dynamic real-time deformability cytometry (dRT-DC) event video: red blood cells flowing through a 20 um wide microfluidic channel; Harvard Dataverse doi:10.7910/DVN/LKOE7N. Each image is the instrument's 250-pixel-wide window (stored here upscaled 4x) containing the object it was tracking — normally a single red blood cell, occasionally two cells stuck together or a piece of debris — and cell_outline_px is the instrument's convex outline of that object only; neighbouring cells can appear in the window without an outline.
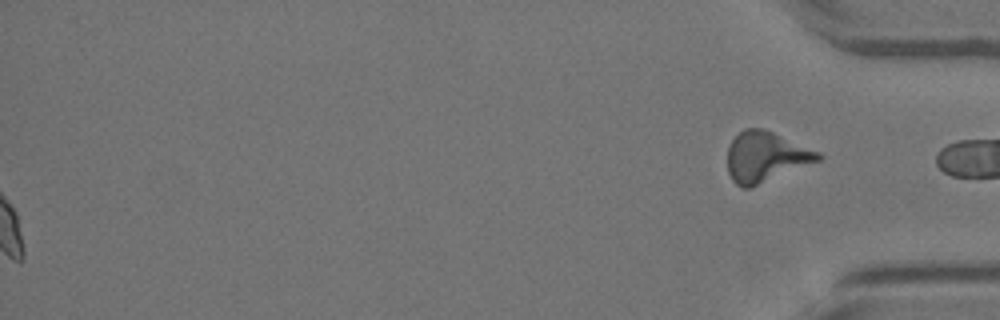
{"species": "Egyptian fruit bat (a non-hibernating species)", "species_latin": "Rousettus aegyptiacus", "temperature_condition": "warm", "stored_images_in_passage": 47, "segment_of_instrument_passage": [2, 2], "camera_frame_rate_fps": 3000, "um_per_image_px": 0.085, "animal": {"sex": "female"}, "frame": {"image": 1, "passage_image": 47, "time_ms": 15.333, "image_size_px": [1000, 320], "cell_outline_px": [[824, 156], [820, 160], [752, 188], [740, 188], [732, 180], [728, 172], [728, 148], [732, 140], [744, 128], [764, 128], [820, 152]], "centroid_in_image_um": [65.08, 13.35], "position_along_channel_um": 370.1, "area_um2": 26.7}}